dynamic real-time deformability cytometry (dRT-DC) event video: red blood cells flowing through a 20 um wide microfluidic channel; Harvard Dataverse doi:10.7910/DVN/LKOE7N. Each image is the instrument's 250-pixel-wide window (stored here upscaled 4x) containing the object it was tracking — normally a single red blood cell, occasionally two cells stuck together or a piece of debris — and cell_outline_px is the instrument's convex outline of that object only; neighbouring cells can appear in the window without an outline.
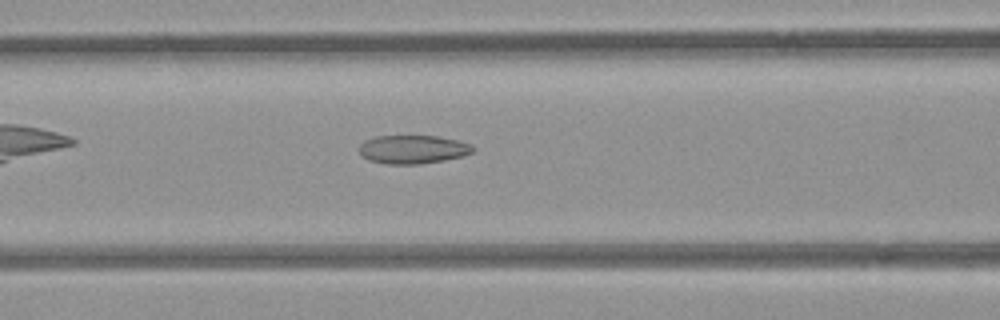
{"species": "common noctule bat (a hibernating species)", "species_latin": "Nyctalus noctula", "temperature_condition": "room temperature", "stored_images_in_passage": 39, "camera_frame_rate_fps": 3000, "um_per_image_px": 0.085, "animal": {"sex": "female", "body_mass_g": 21.9}, "frame": {"image": 1, "passage_image": 8, "time_ms": 2.333, "image_size_px": [1000, 320], "cell_outline_px": [[476, 148], [472, 152], [464, 156], [444, 160], [420, 164], [388, 164], [368, 160], [360, 152], [360, 144], [364, 140], [376, 136], [436, 136], [456, 140], [472, 144]], "centroid_in_image_um": [35.12, 12.7], "position_along_channel_um": 131.5, "area_um2": 18.9}}
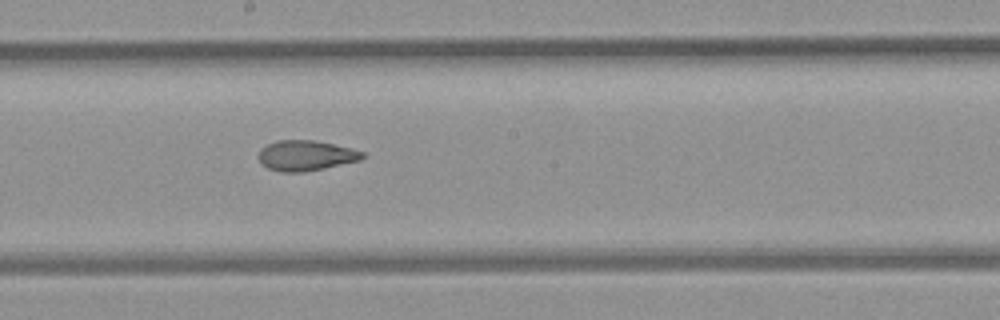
{"frame": {"image": 2, "passage_image": 15, "time_ms": 4.667, "image_size_px": [1000, 320], "cell_outline_px": [[364, 156], [360, 160], [324, 168], [304, 172], [280, 172], [268, 168], [260, 160], [260, 148], [276, 140], [312, 140], [352, 148], [364, 152]], "centroid_in_image_um": [26.0, 13.22], "position_along_channel_um": 222.2, "area_um2": 18.15}}
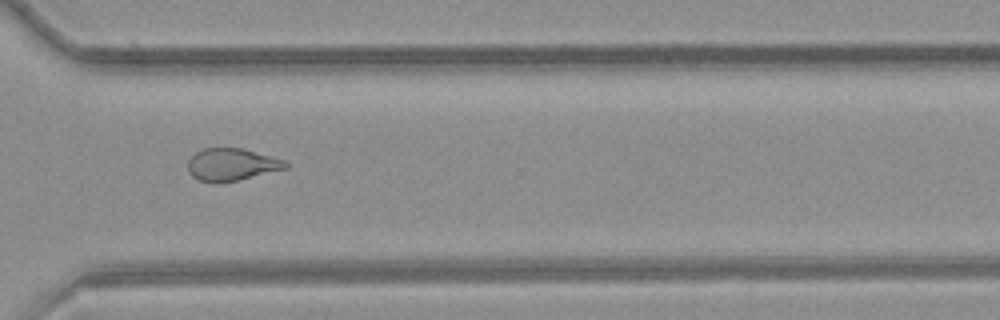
{"frame": {"image": 3, "passage_image": 25, "time_ms": 8.0, "image_size_px": [1000, 320], "cell_outline_px": [[288, 168], [240, 180], [200, 180], [192, 176], [188, 172], [188, 160], [196, 152], [204, 148], [244, 148], [288, 160]], "centroid_in_image_um": [19.77, 13.95], "position_along_channel_um": 350.8, "area_um2": 18.26}, "authors_computed_cell_mechanics": {"area_um2": 19.0162, "velocity_mm_per_s": 3.8727, "shape_relaxation_time_tau1_ms": null, "shape_relaxation_time_tau2_ms": 2.5046, "deformation_change_tau1": null, "deformation_change_tau2": 0.0981}}